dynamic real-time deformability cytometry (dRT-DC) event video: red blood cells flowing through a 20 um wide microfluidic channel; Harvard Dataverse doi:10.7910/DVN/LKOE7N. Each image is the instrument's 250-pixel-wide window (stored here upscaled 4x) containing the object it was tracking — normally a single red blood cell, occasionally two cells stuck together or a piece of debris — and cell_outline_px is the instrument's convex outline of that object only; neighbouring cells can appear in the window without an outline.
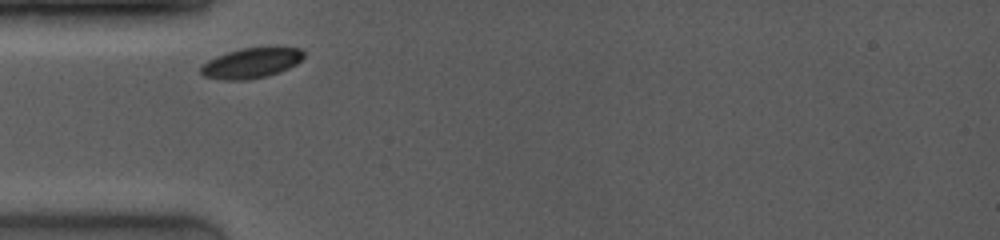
{"species": "common noctule bat (a hibernating species)", "species_latin": "Nyctalus noctula", "temperature_condition": "room temperature", "stored_images_in_passage": 2, "camera_frame_rate_fps": 4000, "um_per_image_px": 0.085, "animal": {"sex": "female", "body_mass_g": 19.0, "forearm_length_mm": 53.3}, "frame": {"image": 1, "passage_image": 1, "time_ms": 0.0, "image_size_px": [1000, 240], "cell_outline_px": [[304, 56], [296, 64], [280, 72], [268, 76], [248, 80], [220, 80], [204, 76], [200, 72], [200, 68], [208, 60], [216, 56], [240, 48], [300, 48], [304, 52]], "centroid_in_image_um": [21.33, 5.38], "position_along_channel_um": 63.7, "area_um2": 18.03}}